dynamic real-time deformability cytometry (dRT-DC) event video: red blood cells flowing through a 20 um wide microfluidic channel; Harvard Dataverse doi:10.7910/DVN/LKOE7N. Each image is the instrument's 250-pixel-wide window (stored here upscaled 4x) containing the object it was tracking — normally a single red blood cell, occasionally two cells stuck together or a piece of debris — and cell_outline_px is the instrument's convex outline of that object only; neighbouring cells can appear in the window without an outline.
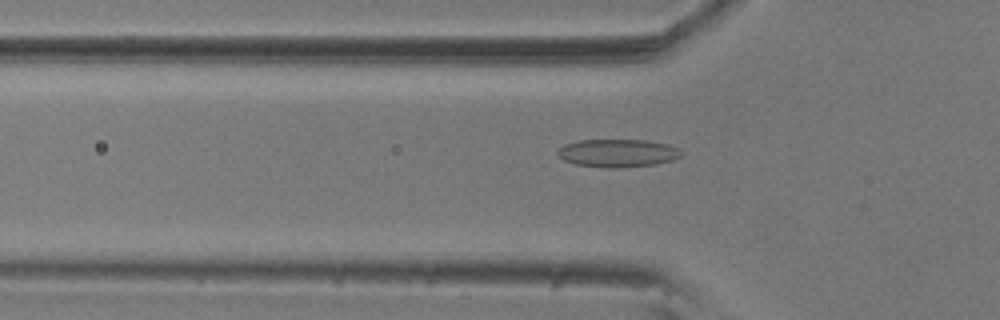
{"species": "common noctule bat (a hibernating species)", "species_latin": "Nyctalus noctula", "temperature_condition": "room temperature", "stored_images_in_passage": 56, "camera_frame_rate_fps": 3000, "um_per_image_px": 0.085, "animal": {"sex": "male", "body_mass_g": 20.5, "forearm_length_mm": 52.5}, "frame": {"image": 1, "passage_image": 18, "time_ms": 5.667, "image_size_px": [1000, 320], "cell_outline_px": [[684, 152], [680, 156], [672, 160], [656, 164], [616, 168], [608, 168], [576, 164], [564, 160], [556, 152], [564, 144], [580, 140], [648, 140], [668, 144], [680, 148]], "centroid_in_image_um": [52.55, 13.0], "position_along_channel_um": 73.3, "area_um2": 20.17}}
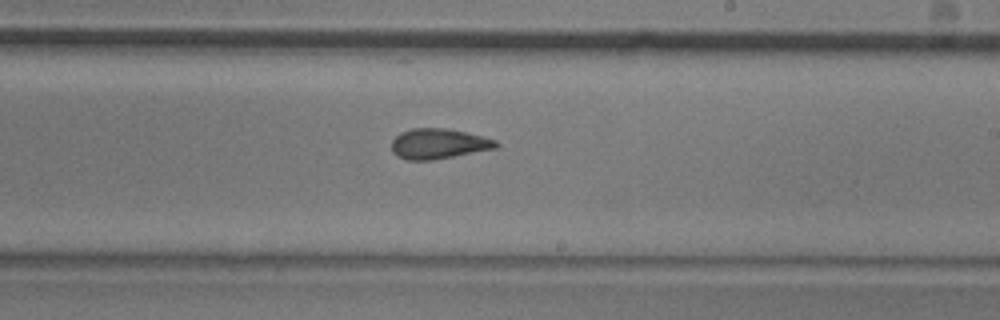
{"frame": {"image": 2, "passage_image": 33, "time_ms": 10.667, "image_size_px": [1000, 320], "cell_outline_px": [[500, 144], [496, 148], [432, 160], [408, 160], [396, 156], [392, 152], [392, 140], [400, 132], [412, 128], [448, 128], [496, 140]], "centroid_in_image_um": [37.24, 12.22], "position_along_channel_um": 251.8, "area_um2": 18.32}}
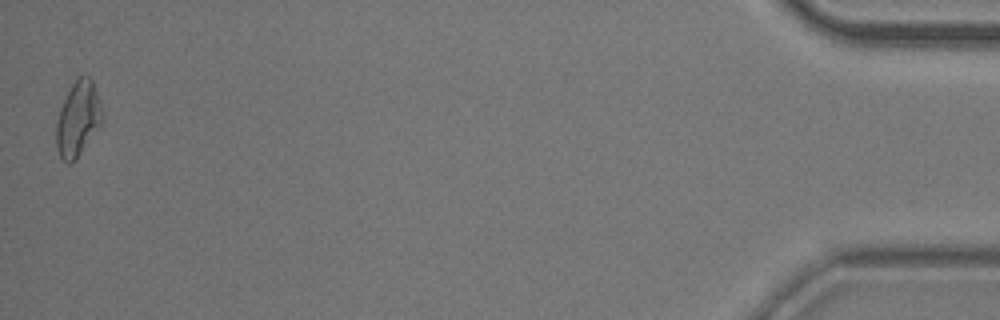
{"frame": {"image": 3, "passage_image": 56, "time_ms": 18.333, "image_size_px": [1000, 320], "cell_outline_px": [[104, 116], [100, 124], [76, 160], [72, 164], [68, 164], [60, 156], [56, 148], [56, 120], [60, 108], [72, 84], [80, 76], [88, 76], [92, 80]], "centroid_in_image_um": [6.61, 10.14], "position_along_channel_um": 428.6, "area_um2": 19.77}, "authors_computed_cell_mechanics": {"area_um2": 18.7272, "velocity_mm_per_s": 3.5359, "shape_relaxation_time_tau1_ms": 7.5366, "shape_relaxation_time_tau2_ms": 2.4674, "deformation_change_tau1": 0.1747, "deformation_change_tau2": 0.0975}}